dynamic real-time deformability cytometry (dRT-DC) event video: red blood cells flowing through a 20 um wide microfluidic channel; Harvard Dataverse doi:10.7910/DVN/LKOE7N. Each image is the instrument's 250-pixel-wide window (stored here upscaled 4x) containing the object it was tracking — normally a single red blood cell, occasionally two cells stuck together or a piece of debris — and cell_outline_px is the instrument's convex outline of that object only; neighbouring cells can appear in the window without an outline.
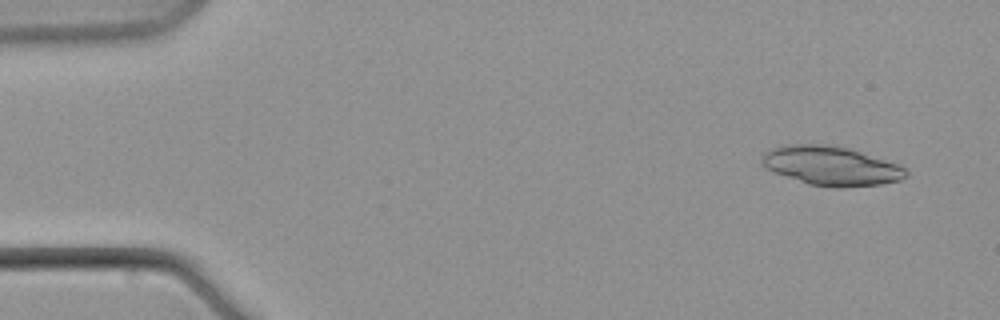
{"species": "common noctule bat (a hibernating species)", "species_latin": "Nyctalus noctula", "temperature_condition": "warm", "stored_images_in_passage": 8, "camera_frame_rate_fps": 3000, "um_per_image_px": 0.085, "animal": {"sex": "male", "body_mass_g": 21.5, "forearm_length_mm": 52.0}, "frame": {"image": 1, "passage_image": 2, "time_ms": 1.333, "image_size_px": [1000, 320], "cell_outline_px": [[908, 176], [900, 180], [880, 184], [840, 188], [832, 188], [808, 184], [764, 168], [760, 160], [760, 156], [768, 148], [784, 144], [824, 144], [848, 148], [900, 164], [908, 172]], "centroid_in_image_um": [70.61, 14.09], "position_along_channel_um": 14.4, "area_um2": 33.23}}
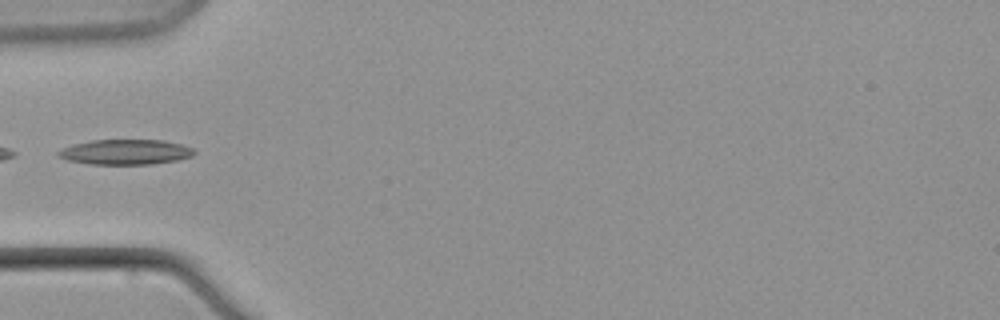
{"frame": {"image": 2, "passage_image": 8, "time_ms": 8.333, "image_size_px": [1000, 320], "cell_outline_px": [[196, 152], [192, 156], [176, 160], [152, 164], [88, 164], [68, 160], [60, 156], [56, 152], [72, 144], [92, 140], [164, 140], [180, 144], [192, 148]], "centroid_in_image_um": [10.67, 12.92], "position_along_channel_um": 74.3, "area_um2": 19.77}}